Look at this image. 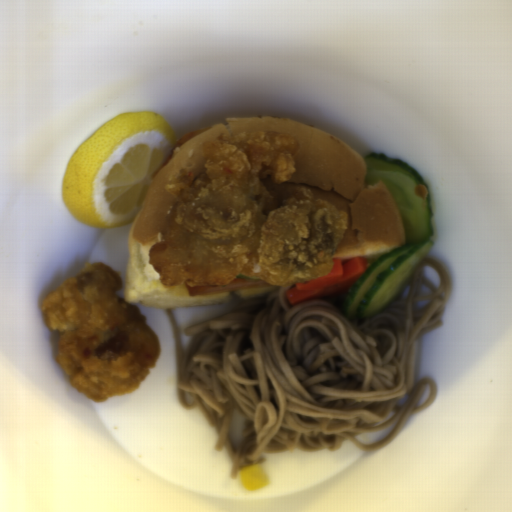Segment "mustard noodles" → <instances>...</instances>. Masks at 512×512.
I'll list each match as a JSON object with an SVG mask.
<instances>
[{
	"label": "mustard noodles",
	"mask_w": 512,
	"mask_h": 512,
	"mask_svg": "<svg viewBox=\"0 0 512 512\" xmlns=\"http://www.w3.org/2000/svg\"><path fill=\"white\" fill-rule=\"evenodd\" d=\"M431 266L441 277L424 279ZM278 286L235 308L186 327L192 340L183 351L171 309L179 404L197 407L216 431L215 450L226 448L230 478L267 461L268 453L340 451L345 441L380 451L400 434L414 412L438 398L432 377L416 381V341L442 326L452 280L442 262L425 256L382 313L348 319L343 305L349 289L291 305ZM430 399L416 406L426 385ZM245 415V439L232 450L233 410ZM396 421L388 436L362 444L355 436Z\"/></svg>",
	"instance_id": "obj_1"
}]
</instances>
